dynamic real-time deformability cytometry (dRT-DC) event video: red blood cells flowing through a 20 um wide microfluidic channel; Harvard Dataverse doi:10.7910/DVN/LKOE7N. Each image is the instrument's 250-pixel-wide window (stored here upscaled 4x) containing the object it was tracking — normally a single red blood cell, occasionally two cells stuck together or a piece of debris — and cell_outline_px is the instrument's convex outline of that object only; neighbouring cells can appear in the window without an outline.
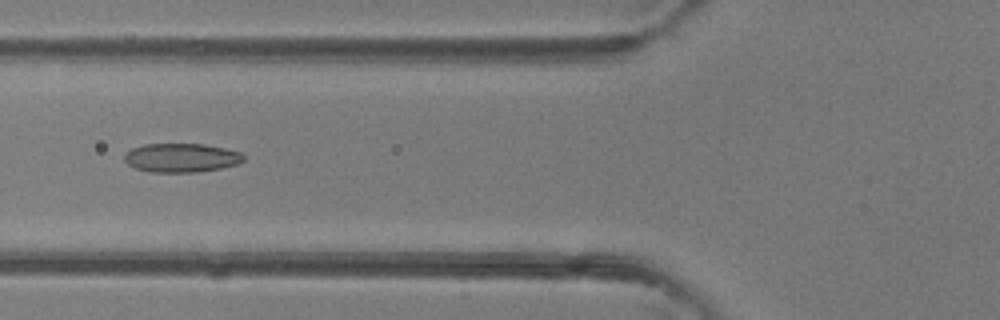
{"species": "common noctule bat (a hibernating species)", "species_latin": "Nyctalus noctula", "temperature_condition": "room temperature", "stored_images_in_passage": 45, "camera_frame_rate_fps": 3000, "um_per_image_px": 0.085, "animal": {"sex": "female"}, "frame": {"image": 1, "passage_image": 17, "time_ms": 5.333, "image_size_px": [1000, 320], "cell_outline_px": [[244, 160], [236, 164], [220, 168], [196, 172], [148, 172], [136, 168], [128, 164], [124, 160], [124, 156], [132, 148], [144, 144], [204, 144], [224, 148], [240, 152], [244, 156]], "centroid_in_image_um": [15.4, 13.41], "position_along_channel_um": 110.4, "area_um2": 19.94}}
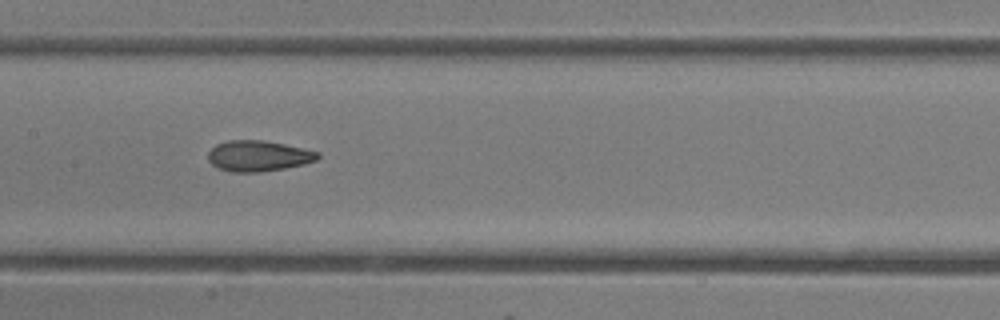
{"frame": {"image": 2, "passage_image": 22, "time_ms": 7.0, "image_size_px": [1000, 320], "cell_outline_px": [[320, 156], [316, 160], [304, 164], [284, 168], [260, 172], [232, 172], [220, 168], [212, 164], [208, 160], [208, 152], [216, 144], [228, 140], [264, 140], [284, 144], [320, 152]], "centroid_in_image_um": [21.96, 13.25], "position_along_channel_um": 185.4, "area_um2": 19.59}}
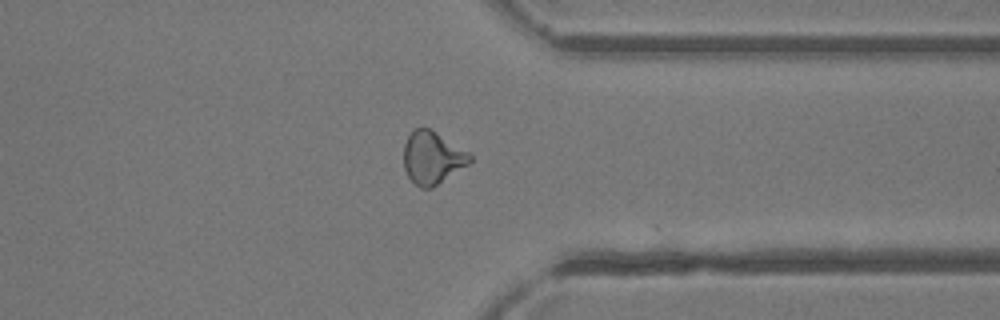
{"frame": {"image": 3, "passage_image": 35, "time_ms": 11.333, "image_size_px": [1000, 320], "cell_outline_px": [[472, 160], [468, 164], [432, 188], [420, 188], [408, 176], [404, 168], [404, 144], [412, 128], [428, 128], [468, 152], [472, 156]], "centroid_in_image_um": [36.72, 13.41], "position_along_channel_um": 374.7, "area_um2": 19.94}, "authors_computed_cell_mechanics": {"area_um2": 20.1722, "velocity_mm_per_s": 4.4524, "shape_relaxation_time_tau1_ms": null, "shape_relaxation_time_tau2_ms": 1.4271, "deformation_change_tau1": null, "deformation_change_tau2": 0.0835}}